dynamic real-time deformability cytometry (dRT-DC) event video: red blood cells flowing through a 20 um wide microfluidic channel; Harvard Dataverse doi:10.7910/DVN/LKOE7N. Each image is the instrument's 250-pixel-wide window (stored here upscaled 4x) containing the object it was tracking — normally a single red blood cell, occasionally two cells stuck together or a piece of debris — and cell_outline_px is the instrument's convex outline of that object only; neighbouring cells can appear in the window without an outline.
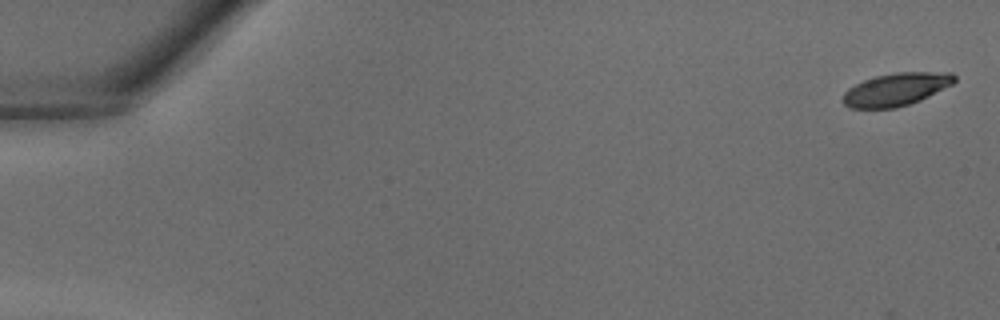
{"species": "common noctule bat (a hibernating species)", "species_latin": "Nyctalus noctula", "temperature_condition": "warm", "stored_images_in_passage": 40, "camera_frame_rate_fps": 3000, "um_per_image_px": 0.085, "animal": {"sex": "male", "body_mass_g": 18.8}, "frame": {"image": 1, "passage_image": 1, "time_ms": 0.0, "image_size_px": [1000, 320], "cell_outline_px": [[956, 80], [952, 84], [920, 100], [896, 108], [848, 108], [840, 100], [844, 92], [848, 88], [864, 80], [876, 76], [896, 72], [952, 72], [956, 76]], "centroid_in_image_um": [76.14, 7.59], "position_along_channel_um": 8.9, "area_um2": 21.33}}
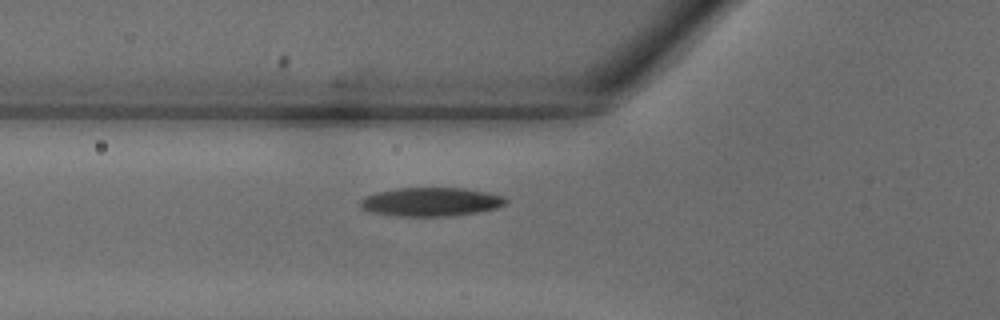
{"frame": {"image": 2, "passage_image": 15, "time_ms": 4.667, "image_size_px": [1000, 320], "cell_outline_px": [[508, 200], [504, 204], [496, 208], [476, 212], [448, 216], [396, 216], [372, 212], [364, 208], [360, 204], [360, 200], [364, 196], [396, 188], [464, 188], [504, 196]], "centroid_in_image_um": [36.63, 17.15], "position_along_channel_um": 89.2, "area_um2": 24.04}}
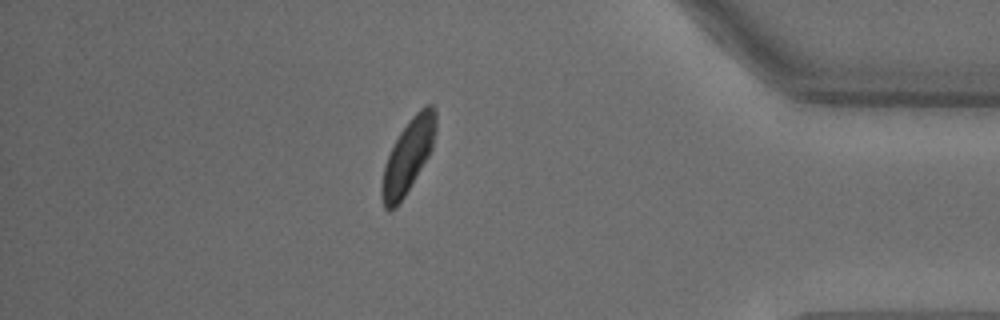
{"frame": {"image": 3, "passage_image": 35, "time_ms": 11.333, "image_size_px": [1000, 320], "cell_outline_px": [[436, 128], [432, 148], [428, 156], [404, 196], [396, 208], [388, 212], [384, 208], [380, 196], [380, 188], [384, 164], [400, 132], [408, 120], [424, 104], [432, 104], [436, 108]], "centroid_in_image_um": [34.67, 13.27], "position_along_channel_um": 400.5, "area_um2": 23.12}}